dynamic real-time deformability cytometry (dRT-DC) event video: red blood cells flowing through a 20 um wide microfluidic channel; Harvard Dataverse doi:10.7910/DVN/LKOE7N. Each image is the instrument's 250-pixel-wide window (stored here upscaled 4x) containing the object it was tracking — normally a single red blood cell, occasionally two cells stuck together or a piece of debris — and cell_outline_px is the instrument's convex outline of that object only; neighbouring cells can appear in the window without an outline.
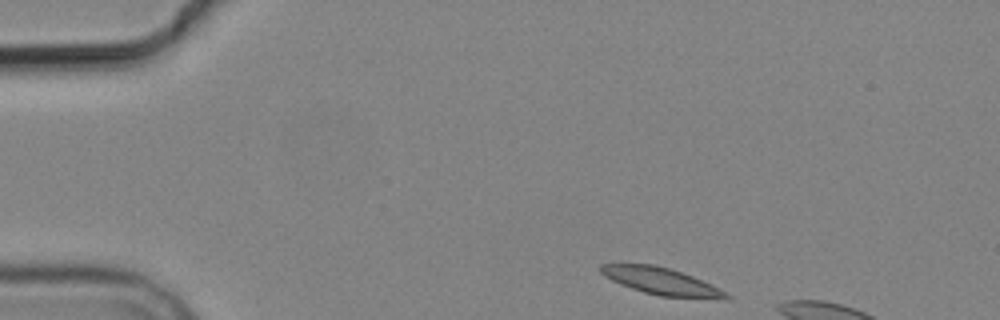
{"species": "common noctule bat (a hibernating species)", "species_latin": "Nyctalus noctula", "temperature_condition": "cold", "stored_images_in_passage": 4, "camera_frame_rate_fps": 3000, "um_per_image_px": 0.085, "animal": {"sex": "male", "body_mass_g": 19.2, "forearm_length_mm": 51.8}, "frame": {"image": 1, "passage_image": 1, "time_ms": 0.0, "image_size_px": [1000, 320], "cell_outline_px": [[732, 296], [660, 296], [644, 292], [620, 284], [604, 276], [600, 272], [600, 264], [620, 260], [652, 264], [668, 268], [692, 276], [712, 284]], "centroid_in_image_um": [55.93, 23.79], "position_along_channel_um": 29.1, "area_um2": 19.48}}